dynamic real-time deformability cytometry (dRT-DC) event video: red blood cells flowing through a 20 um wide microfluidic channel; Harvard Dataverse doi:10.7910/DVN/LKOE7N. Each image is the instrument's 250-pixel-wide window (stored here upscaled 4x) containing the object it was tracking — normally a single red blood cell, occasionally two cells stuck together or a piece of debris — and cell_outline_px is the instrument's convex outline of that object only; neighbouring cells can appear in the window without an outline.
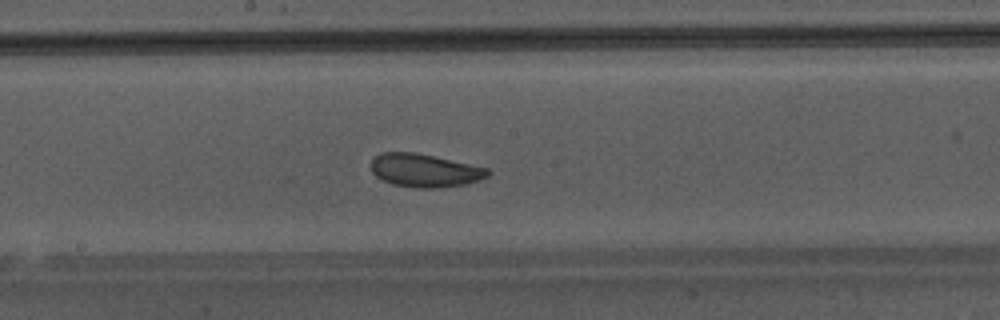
{"species": "Egyptian fruit bat (a non-hibernating species)", "species_latin": "Rousettus aegyptiacus", "temperature_condition": "warm", "stored_images_in_passage": 50, "camera_frame_rate_fps": 3000, "um_per_image_px": 0.085, "animal": {"sex": "male"}, "frame": {"image": 1, "passage_image": 29, "time_ms": 9.333, "image_size_px": [1000, 320], "cell_outline_px": [[492, 172], [488, 176], [464, 184], [440, 188], [412, 188], [392, 184], [376, 176], [372, 172], [372, 160], [380, 152], [416, 152], [488, 168]], "centroid_in_image_um": [36.09, 14.49], "position_along_channel_um": 212.1, "area_um2": 22.54}}
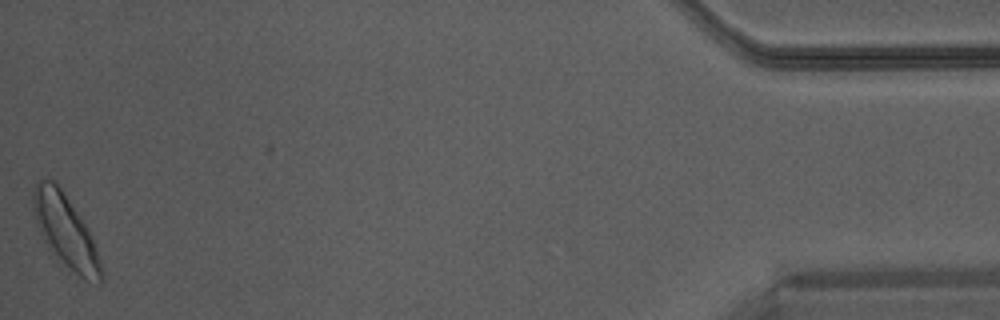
{"frame": {"image": 2, "passage_image": 50, "time_ms": 16.333, "image_size_px": [1000, 320], "cell_outline_px": [[104, 280], [100, 284], [84, 280], [48, 248], [40, 232], [32, 204], [32, 192], [36, 180], [52, 180], [60, 188], [84, 224], [92, 240], [104, 276]], "centroid_in_image_um": [5.55, 19.65], "position_along_channel_um": 429.7, "area_um2": 27.57}}